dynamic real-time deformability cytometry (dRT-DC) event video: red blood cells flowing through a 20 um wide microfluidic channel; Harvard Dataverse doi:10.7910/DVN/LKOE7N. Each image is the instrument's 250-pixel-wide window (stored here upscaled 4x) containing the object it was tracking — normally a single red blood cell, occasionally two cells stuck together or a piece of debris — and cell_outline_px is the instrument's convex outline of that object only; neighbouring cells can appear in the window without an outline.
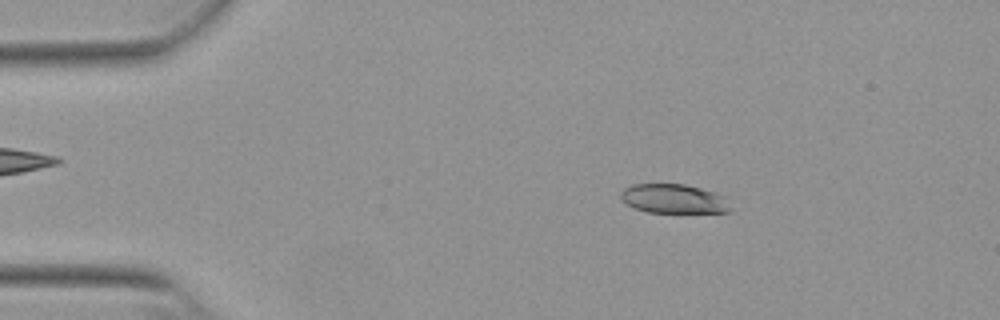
{"species": "Egyptian fruit bat (a non-hibernating species)", "species_latin": "Rousettus aegyptiacus", "temperature_condition": "warm", "stored_images_in_passage": 53, "camera_frame_rate_fps": 3000, "um_per_image_px": 0.085, "animal": {"sex": "female"}, "frame": {"image": 1, "passage_image": 9, "time_ms": 2.667, "image_size_px": [1000, 320], "cell_outline_px": [[732, 212], [648, 212], [632, 208], [620, 200], [620, 192], [624, 188], [632, 184], [684, 184], [716, 192], [724, 196]], "centroid_in_image_um": [57.22, 16.89], "position_along_channel_um": 27.8, "area_um2": 18.79}}
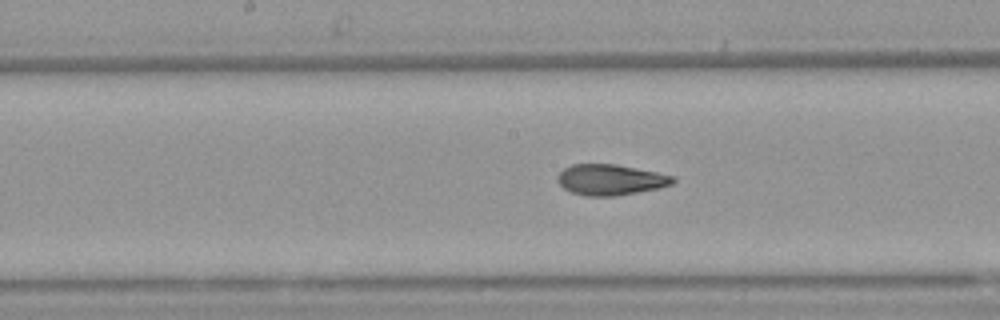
{"frame": {"image": 2, "passage_image": 27, "time_ms": 8.667, "image_size_px": [1000, 320], "cell_outline_px": [[676, 180], [672, 184], [660, 188], [616, 196], [588, 196], [572, 192], [564, 188], [556, 180], [556, 176], [564, 168], [572, 164], [616, 164], [676, 176]], "centroid_in_image_um": [51.9, 15.27], "position_along_channel_um": 196.3, "area_um2": 20.75}}
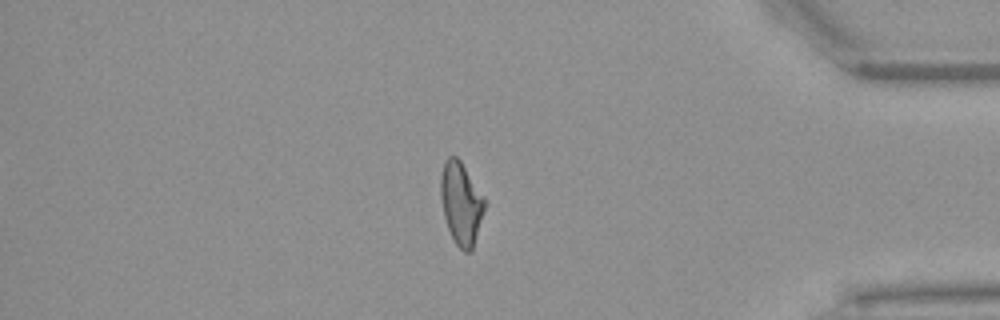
{"frame": {"image": 3, "passage_image": 45, "time_ms": 14.667, "image_size_px": [1000, 320], "cell_outline_px": [[484, 208], [472, 248], [468, 252], [464, 252], [456, 244], [448, 228], [444, 216], [440, 196], [440, 176], [444, 164], [448, 156], [456, 156], [460, 160], [484, 196]], "centroid_in_image_um": [39.16, 17.24], "position_along_channel_um": 396.0, "area_um2": 20.63}, "authors_computed_cell_mechanics": {"area_um2": 21.0392, "velocity_mm_per_s": 3.858, "shape_relaxation_time_tau1_ms": 8.9188, "shape_relaxation_time_tau2_ms": 2.2505, "deformation_change_tau1": 0.237, "deformation_change_tau2": 0.0918}}